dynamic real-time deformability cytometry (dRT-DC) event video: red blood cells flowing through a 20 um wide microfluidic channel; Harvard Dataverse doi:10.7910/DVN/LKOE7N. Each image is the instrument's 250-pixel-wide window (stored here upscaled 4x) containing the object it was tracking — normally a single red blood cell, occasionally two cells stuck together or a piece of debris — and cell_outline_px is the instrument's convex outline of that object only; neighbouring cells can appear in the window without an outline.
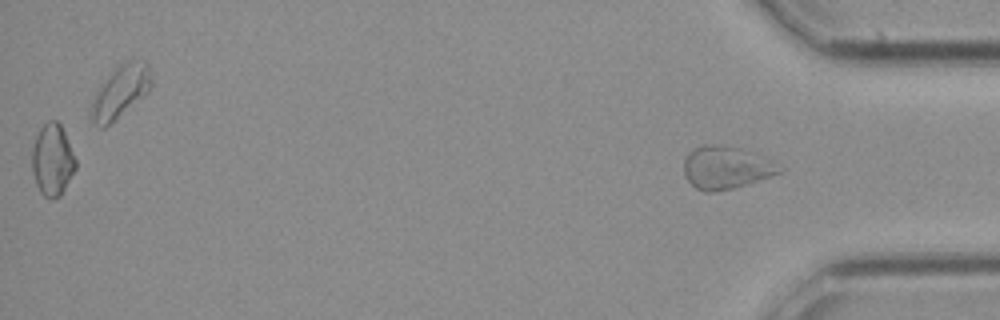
{"species": "common noctule bat (a hibernating species)", "species_latin": "Nyctalus noctula", "temperature_condition": "cold", "stored_images_in_passage": 27, "camera_frame_rate_fps": 3000, "um_per_image_px": 0.085, "animal": {"sex": "female", "body_mass_g": 21.9}, "frame": {"image": 1, "passage_image": 27, "time_ms": 8.667, "image_size_px": [1000, 320], "cell_outline_px": [[784, 168], [780, 172], [736, 188], [712, 192], [704, 192], [696, 188], [684, 176], [684, 160], [688, 152], [692, 148], [700, 144], [724, 144], [740, 148], [764, 156]], "centroid_in_image_um": [61.68, 14.22], "position_along_channel_um": 373.5, "area_um2": 24.04}}